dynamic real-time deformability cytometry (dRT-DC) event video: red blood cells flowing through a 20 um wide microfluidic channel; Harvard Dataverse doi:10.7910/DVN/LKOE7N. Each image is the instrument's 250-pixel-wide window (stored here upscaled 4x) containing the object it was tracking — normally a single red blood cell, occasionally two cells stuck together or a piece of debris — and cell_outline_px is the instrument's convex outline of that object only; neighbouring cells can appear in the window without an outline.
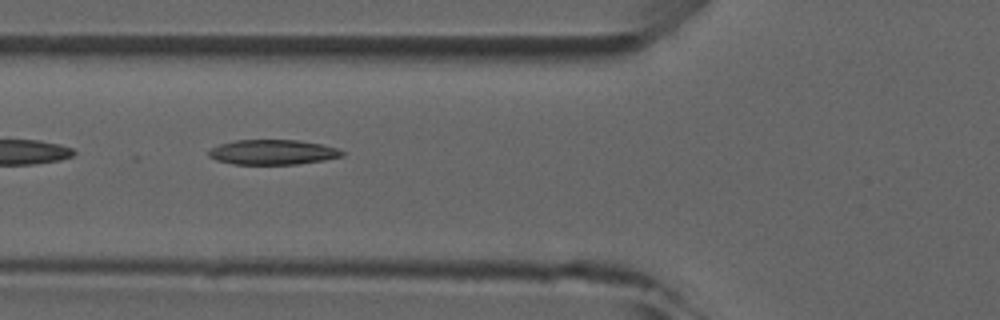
{"species": "common noctule bat (a hibernating species)", "species_latin": "Nyctalus noctula", "temperature_condition": "room temperature", "stored_images_in_passage": 8, "camera_frame_rate_fps": 3000, "um_per_image_px": 0.085, "animal": {"sex": "male", "forearm_length_mm": 52.5}, "frame": {"image": 1, "passage_image": 5, "time_ms": 4.333, "image_size_px": [1000, 320], "cell_outline_px": [[344, 156], [324, 160], [296, 164], [232, 164], [216, 160], [208, 156], [208, 152], [212, 148], [220, 144], [236, 140], [300, 140], [320, 144], [336, 148], [344, 152]], "centroid_in_image_um": [23.17, 12.93], "position_along_channel_um": 102.6, "area_um2": 19.31}}
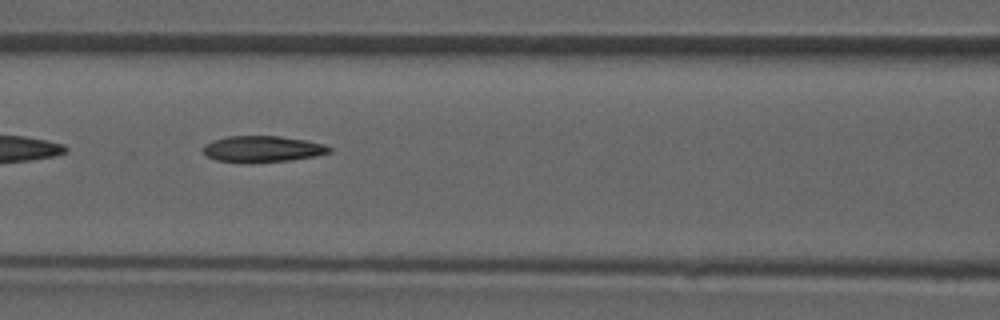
{"frame": {"image": 2, "passage_image": 6, "time_ms": 5.333, "image_size_px": [1000, 320], "cell_outline_px": [[332, 152], [316, 156], [288, 160], [252, 164], [240, 164], [216, 160], [208, 156], [200, 148], [204, 144], [212, 140], [228, 136], [280, 136], [304, 140], [324, 144], [332, 148]], "centroid_in_image_um": [22.26, 12.68], "position_along_channel_um": 144.3, "area_um2": 19.77}}